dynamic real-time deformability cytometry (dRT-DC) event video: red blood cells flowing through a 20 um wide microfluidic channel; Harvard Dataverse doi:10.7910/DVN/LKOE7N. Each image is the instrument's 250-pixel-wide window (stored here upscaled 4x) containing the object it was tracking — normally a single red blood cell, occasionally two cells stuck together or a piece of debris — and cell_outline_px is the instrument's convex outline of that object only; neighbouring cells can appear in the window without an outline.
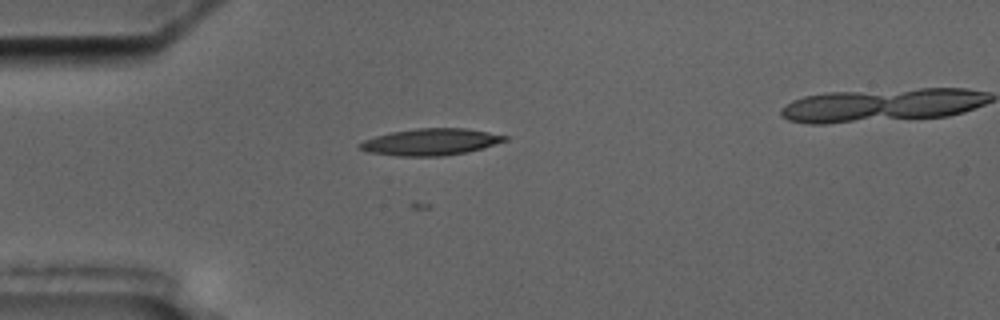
{"species": "common noctule bat (a hibernating species)", "species_latin": "Nyctalus noctula", "temperature_condition": "cold", "stored_images_in_passage": 3, "camera_frame_rate_fps": 3000, "um_per_image_px": 0.085, "animal": {"sex": "male", "body_mass_g": 17.5, "forearm_length_mm": 52.3}, "frame": {"image": 1, "passage_image": 2, "time_ms": 1.0, "image_size_px": [1000, 320], "cell_outline_px": [[508, 140], [468, 152], [444, 156], [396, 156], [368, 152], [356, 148], [356, 144], [364, 140], [376, 136], [392, 132], [416, 128], [464, 128], [488, 132], [508, 136]], "centroid_in_image_um": [36.56, 12.07], "position_along_channel_um": 48.4, "area_um2": 22.66}}